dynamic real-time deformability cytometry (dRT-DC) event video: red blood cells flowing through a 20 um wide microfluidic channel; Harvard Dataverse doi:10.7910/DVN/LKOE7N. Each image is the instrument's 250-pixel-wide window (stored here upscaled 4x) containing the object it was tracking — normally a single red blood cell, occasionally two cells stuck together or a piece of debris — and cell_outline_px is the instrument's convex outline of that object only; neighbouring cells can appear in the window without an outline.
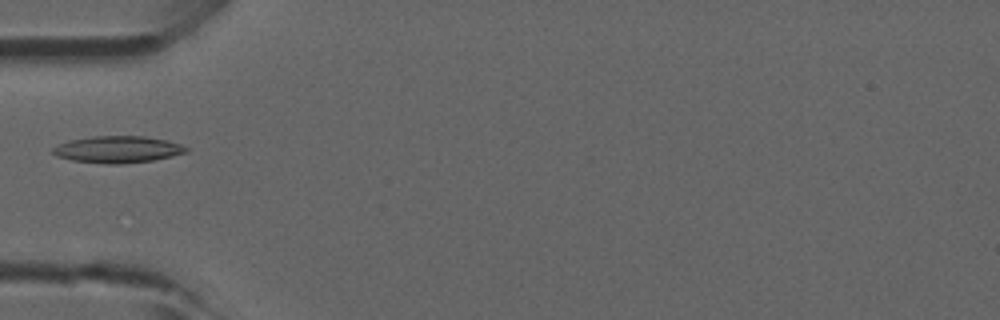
{"species": "common noctule bat (a hibernating species)", "species_latin": "Nyctalus noctula", "temperature_condition": "room temperature", "stored_images_in_passage": 2, "camera_frame_rate_fps": 3000, "um_per_image_px": 0.085, "animal": {"sex": "male", "forearm_length_mm": 52.5}, "frame": {"image": 1, "passage_image": 2, "time_ms": 0.333, "image_size_px": [1000, 320], "cell_outline_px": [[188, 152], [172, 156], [152, 160], [120, 164], [108, 164], [72, 160], [56, 156], [52, 152], [52, 148], [68, 140], [92, 136], [144, 136], [164, 140], [180, 144], [188, 148]], "centroid_in_image_um": [9.98, 12.7], "position_along_channel_um": 75.0, "area_um2": 20.69}}